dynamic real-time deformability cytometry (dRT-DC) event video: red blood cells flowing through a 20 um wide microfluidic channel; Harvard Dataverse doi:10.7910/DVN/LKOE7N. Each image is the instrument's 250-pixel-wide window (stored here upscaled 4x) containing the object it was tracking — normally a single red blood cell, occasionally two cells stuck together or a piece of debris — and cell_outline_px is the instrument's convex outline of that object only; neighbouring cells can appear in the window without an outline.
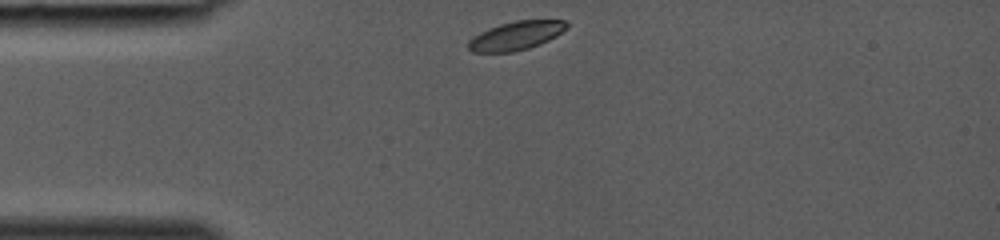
{"species": "common noctule bat (a hibernating species)", "species_latin": "Nyctalus noctula", "temperature_condition": "room temperature", "stored_images_in_passage": 26, "camera_frame_rate_fps": 3000, "um_per_image_px": 0.085, "animal": {"sex": "female", "body_mass_g": 19.0, "forearm_length_mm": 53.3}, "frame": {"image": 1, "passage_image": 1, "time_ms": 0.0, "image_size_px": [1000, 240], "cell_outline_px": [[568, 24], [556, 36], [540, 44], [528, 48], [512, 52], [472, 52], [468, 48], [468, 40], [480, 32], [488, 28], [500, 24], [516, 20], [564, 20]], "centroid_in_image_um": [43.82, 3.03], "position_along_channel_um": 41.2, "area_um2": 16.24}}
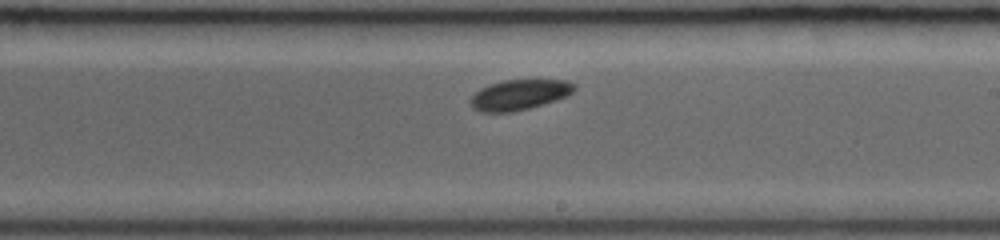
{"frame": {"image": 2, "passage_image": 15, "time_ms": 4.667, "image_size_px": [1000, 240], "cell_outline_px": [[576, 88], [572, 92], [556, 100], [528, 108], [512, 112], [480, 112], [472, 108], [472, 96], [480, 88], [504, 80], [568, 80], [576, 84]], "centroid_in_image_um": [44.16, 8.05], "position_along_channel_um": 244.8, "area_um2": 18.09}}
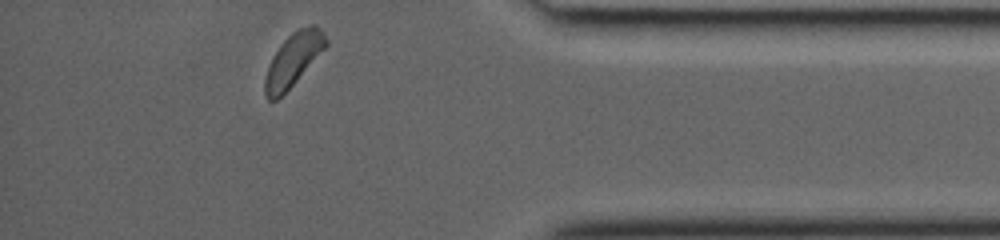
{"frame": {"image": 3, "passage_image": 26, "time_ms": 8.333, "image_size_px": [1000, 240], "cell_outline_px": [[328, 44], [292, 84], [276, 100], [268, 100], [264, 92], [264, 80], [272, 56], [280, 44], [292, 32], [300, 28], [312, 24], [316, 24], [324, 32], [328, 40]], "centroid_in_image_um": [24.92, 5.03], "position_along_channel_um": 410.3, "area_um2": 18.38}}